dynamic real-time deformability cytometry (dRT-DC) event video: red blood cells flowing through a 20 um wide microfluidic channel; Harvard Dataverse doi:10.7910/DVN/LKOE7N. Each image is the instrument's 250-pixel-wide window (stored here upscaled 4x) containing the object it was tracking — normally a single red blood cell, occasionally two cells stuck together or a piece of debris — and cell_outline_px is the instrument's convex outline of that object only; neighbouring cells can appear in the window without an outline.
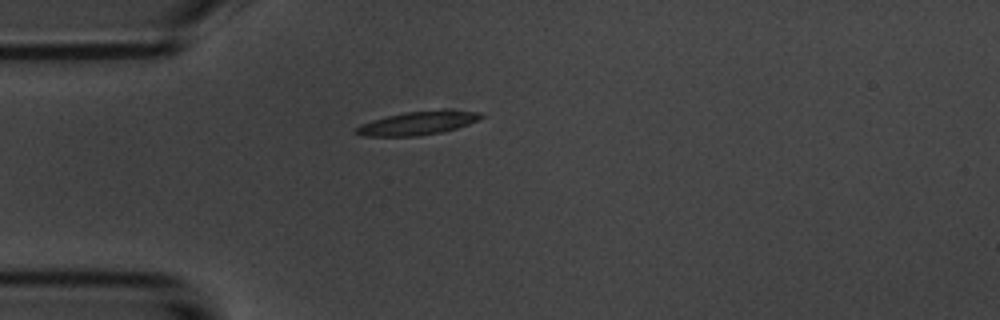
{"species": "common noctule bat (a hibernating species)", "species_latin": "Nyctalus noctula", "temperature_condition": "room temperature", "stored_images_in_passage": 2, "camera_frame_rate_fps": 3000, "um_per_image_px": 0.085, "animal": {"sex": "male", "body_mass_g": 20.1, "forearm_length_mm": 53.5}, "frame": {"image": 1, "passage_image": 1, "time_ms": 0.0, "image_size_px": [1000, 320], "cell_outline_px": [[484, 116], [480, 120], [456, 128], [440, 132], [416, 136], [360, 136], [352, 132], [352, 128], [360, 124], [372, 120], [404, 112], [440, 108], [484, 112]], "centroid_in_image_um": [35.52, 10.44], "position_along_channel_um": 49.5, "area_um2": 17.69}}